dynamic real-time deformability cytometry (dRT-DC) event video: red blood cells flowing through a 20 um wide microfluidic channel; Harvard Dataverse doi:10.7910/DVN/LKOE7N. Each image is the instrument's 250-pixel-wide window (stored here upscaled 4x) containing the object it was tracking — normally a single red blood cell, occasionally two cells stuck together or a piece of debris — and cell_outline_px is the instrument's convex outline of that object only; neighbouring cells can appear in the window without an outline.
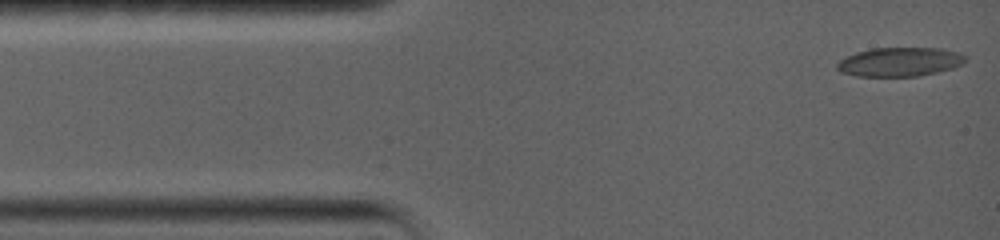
{"species": "common noctule bat (a hibernating species)", "species_latin": "Nyctalus noctula", "temperature_condition": "warm", "stored_images_in_passage": 20, "camera_frame_rate_fps": 5000, "um_per_image_px": 0.085, "animal": {"sex": "female", "body_mass_g": 19.0, "forearm_length_mm": 56.7}, "frame": {"image": 1, "passage_image": 1, "time_ms": 0.0, "image_size_px": [1000, 240], "cell_outline_px": [[964, 64], [952, 68], [936, 72], [916, 76], [856, 76], [840, 72], [836, 68], [836, 64], [840, 60], [856, 52], [872, 48], [940, 48], [956, 52], [964, 56]], "centroid_in_image_um": [76.44, 5.26], "position_along_channel_um": 8.6, "area_um2": 21.5}}
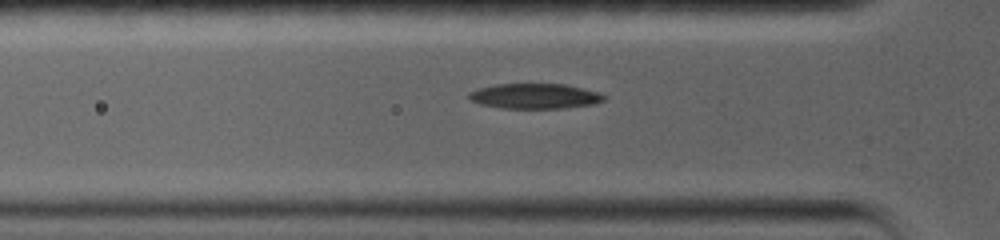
{"frame": {"image": 2, "passage_image": 12, "time_ms": 4.0, "image_size_px": [1000, 240], "cell_outline_px": [[604, 100], [596, 104], [564, 108], [500, 108], [480, 104], [472, 100], [468, 96], [468, 92], [480, 88], [496, 84], [564, 84], [584, 88], [600, 92], [604, 96]], "centroid_in_image_um": [45.49, 8.17], "position_along_channel_um": 80.3, "area_um2": 19.83}}
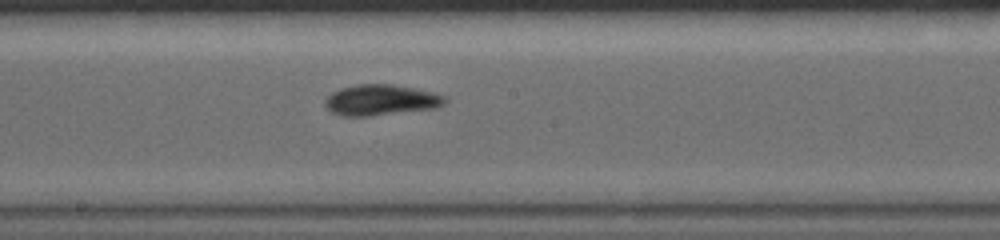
{"frame": {"image": 3, "passage_image": 20, "time_ms": 7.8, "image_size_px": [1000, 240], "cell_outline_px": [[448, 100], [444, 104], [436, 108], [368, 116], [340, 116], [332, 112], [324, 104], [324, 100], [332, 92], [340, 88], [356, 84], [392, 84], [416, 88], [432, 92], [444, 96]], "centroid_in_image_um": [32.36, 8.49], "position_along_channel_um": 215.8, "area_um2": 21.56}}